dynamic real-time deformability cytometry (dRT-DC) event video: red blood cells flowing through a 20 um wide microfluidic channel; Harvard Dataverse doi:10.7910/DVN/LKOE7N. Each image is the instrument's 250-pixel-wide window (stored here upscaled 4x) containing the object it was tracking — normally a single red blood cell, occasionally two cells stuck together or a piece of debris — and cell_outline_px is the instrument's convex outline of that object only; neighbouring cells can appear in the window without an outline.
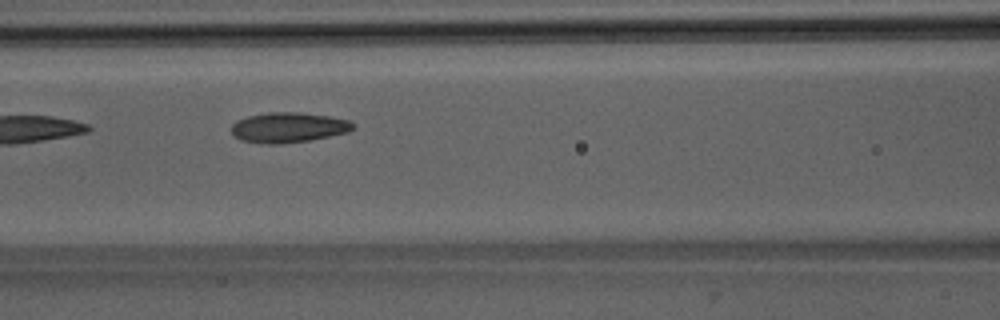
{"species": "Egyptian fruit bat (a non-hibernating species)", "species_latin": "Rousettus aegyptiacus", "temperature_condition": "room temperature", "stored_images_in_passage": 8, "camera_frame_rate_fps": 3000, "um_per_image_px": 0.085, "animal": {"sex": "male"}, "frame": {"image": 1, "passage_image": 6, "time_ms": 6.0, "image_size_px": [1000, 320], "cell_outline_px": [[356, 128], [348, 132], [308, 140], [280, 144], [260, 144], [240, 140], [232, 136], [232, 124], [236, 120], [248, 116], [268, 112], [300, 112], [328, 116], [348, 120], [356, 124]], "centroid_in_image_um": [24.49, 10.84], "position_along_channel_um": 142.1, "area_um2": 21.56}}